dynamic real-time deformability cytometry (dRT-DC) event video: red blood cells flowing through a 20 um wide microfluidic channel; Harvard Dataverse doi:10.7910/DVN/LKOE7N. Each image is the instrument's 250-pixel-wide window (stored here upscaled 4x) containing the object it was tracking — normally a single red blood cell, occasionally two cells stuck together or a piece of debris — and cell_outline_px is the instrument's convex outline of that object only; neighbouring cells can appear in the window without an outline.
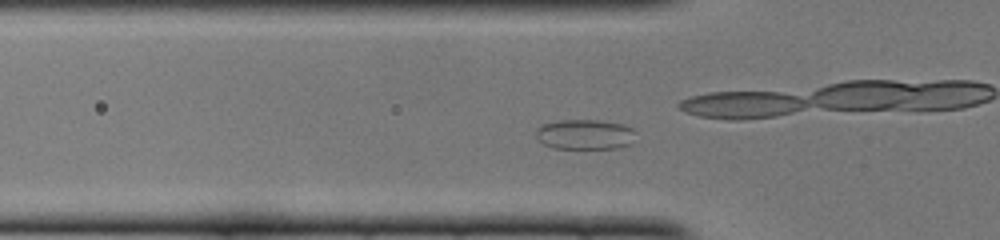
{"species": "common noctule bat (a hibernating species)", "species_latin": "Nyctalus noctula", "temperature_condition": "cold", "stored_images_in_passage": 22, "camera_frame_rate_fps": 3000, "um_per_image_px": 0.085, "animal": {"sex": "female", "body_mass_g": 22.0, "forearm_length_mm": 56.7}, "frame": {"image": 1, "passage_image": 7, "time_ms": 2.0, "image_size_px": [1000, 240], "cell_outline_px": [[636, 132], [632, 144], [620, 148], [552, 148], [544, 144], [536, 136], [536, 132], [544, 124], [556, 120], [596, 120], [624, 124], [632, 128]], "centroid_in_image_um": [49.78, 11.43], "position_along_channel_um": 76.0, "area_um2": 17.51}}